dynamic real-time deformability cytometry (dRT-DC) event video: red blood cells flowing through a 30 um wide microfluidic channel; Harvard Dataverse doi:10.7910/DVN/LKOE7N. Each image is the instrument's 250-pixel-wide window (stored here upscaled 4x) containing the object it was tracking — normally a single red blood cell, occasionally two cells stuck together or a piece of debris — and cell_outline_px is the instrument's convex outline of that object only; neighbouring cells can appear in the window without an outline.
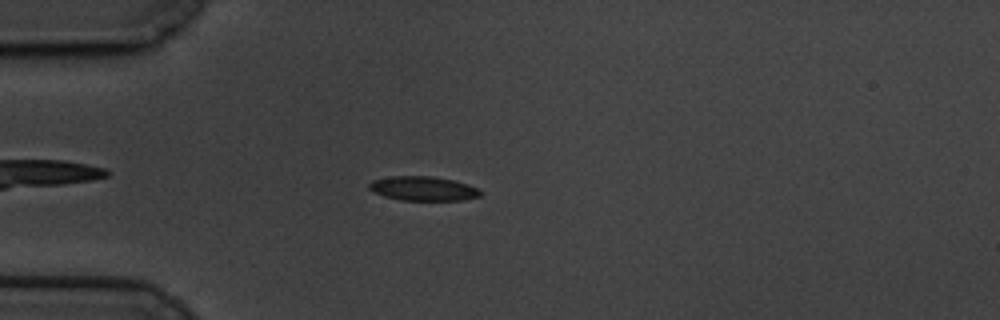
{"species": "common noctule bat (a hibernating species)", "species_latin": "Nyctalus noctula", "temperature_condition": "cold", "stored_images_in_passage": 53, "camera_frame_rate_fps": 3000, "um_per_image_px": 0.085, "animal": {"sex": "male", "body_mass_g": 19.5, "forearm_length_mm": 54.6}, "frame": {"image": 1, "passage_image": 9, "time_ms": 2.667, "image_size_px": [1000, 320], "cell_outline_px": [[484, 192], [480, 196], [460, 200], [400, 200], [384, 196], [372, 192], [368, 188], [368, 184], [372, 180], [392, 176], [432, 176], [452, 180], [468, 184]], "centroid_in_image_um": [35.94, 16.02], "position_along_channel_um": 49.1, "area_um2": 15.78}}
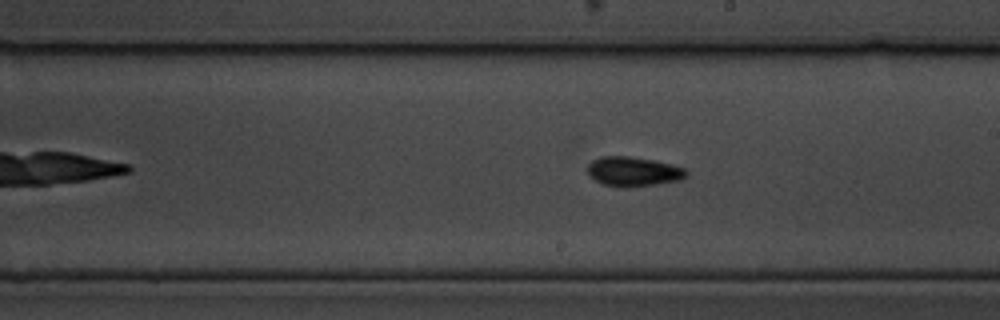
{"frame": {"image": 2, "passage_image": 27, "time_ms": 8.667, "image_size_px": [1000, 320], "cell_outline_px": [[688, 176], [680, 180], [656, 184], [628, 188], [604, 184], [592, 180], [588, 176], [588, 164], [592, 160], [600, 156], [628, 156], [652, 160], [672, 164], [684, 168], [688, 172]], "centroid_in_image_um": [53.82, 14.58], "position_along_channel_um": 235.2, "area_um2": 17.17}}
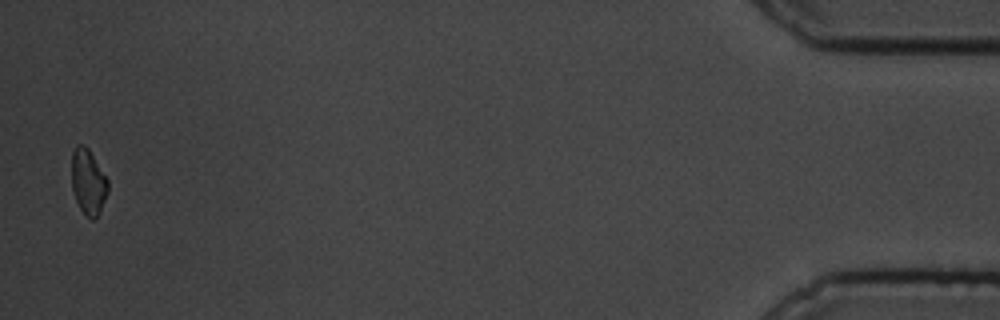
{"frame": {"image": 3, "passage_image": 52, "time_ms": 17.0, "image_size_px": [1000, 320], "cell_outline_px": [[108, 192], [100, 212], [92, 220], [80, 208], [76, 200], [72, 188], [72, 152], [76, 144], [84, 144], [88, 148], [108, 180]], "centroid_in_image_um": [7.5, 15.43], "position_along_channel_um": 427.7, "area_um2": 13.7}, "authors_computed_cell_mechanics": {"area_um2": 15.5482, "velocity_mm_per_s": 3.3437, "shape_relaxation_time_tau1_ms": 5.7201, "shape_relaxation_time_tau2_ms": 5.7646, "deformation_change_tau1": 0.1305, "deformation_change_tau2": 0.091}}